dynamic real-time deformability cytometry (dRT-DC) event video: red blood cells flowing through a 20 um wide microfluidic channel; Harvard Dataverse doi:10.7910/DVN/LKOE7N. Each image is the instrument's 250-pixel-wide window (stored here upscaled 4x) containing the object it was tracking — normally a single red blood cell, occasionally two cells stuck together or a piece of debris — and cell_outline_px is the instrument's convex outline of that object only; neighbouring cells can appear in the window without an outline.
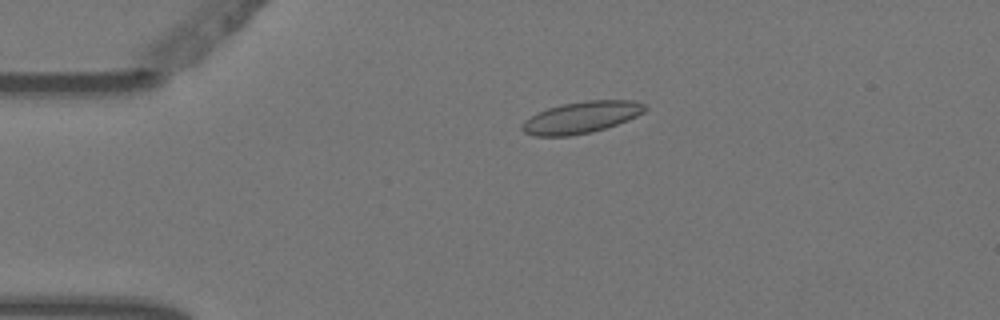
{"species": "Egyptian fruit bat (a non-hibernating species)", "species_latin": "Rousettus aegyptiacus", "temperature_condition": "warm", "stored_images_in_passage": 5, "camera_frame_rate_fps": 3000, "um_per_image_px": 0.085, "animal": {"sex": "female"}, "frame": {"image": 1, "passage_image": 4, "time_ms": 1.0, "image_size_px": [1000, 320], "cell_outline_px": [[648, 108], [644, 112], [628, 120], [592, 132], [572, 136], [532, 136], [524, 132], [520, 128], [524, 120], [536, 112], [548, 108], [564, 104], [588, 100], [636, 100], [644, 104]], "centroid_in_image_um": [49.39, 9.98], "position_along_channel_um": 35.6, "area_um2": 22.77}}